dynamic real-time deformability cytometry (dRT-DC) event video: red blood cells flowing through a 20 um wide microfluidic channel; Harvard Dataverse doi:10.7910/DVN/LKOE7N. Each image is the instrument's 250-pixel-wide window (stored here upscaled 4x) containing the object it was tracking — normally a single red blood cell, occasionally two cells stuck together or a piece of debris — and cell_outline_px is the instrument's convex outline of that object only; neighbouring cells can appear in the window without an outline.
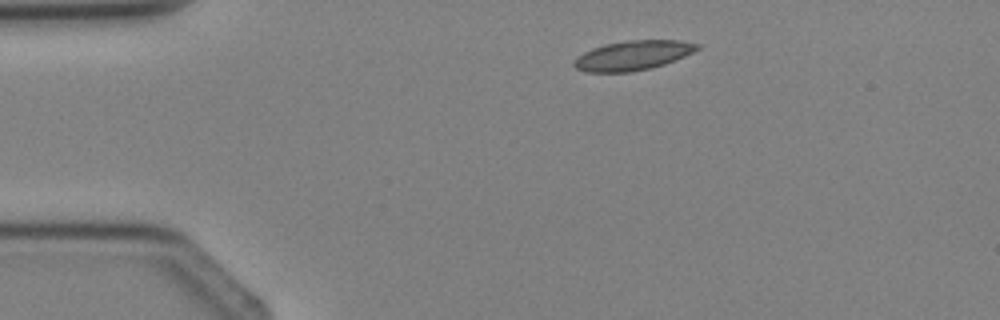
{"species": "Egyptian fruit bat (a non-hibernating species)", "species_latin": "Rousettus aegyptiacus", "temperature_condition": "cold", "stored_images_in_passage": 2, "camera_frame_rate_fps": 3000, "um_per_image_px": 0.085, "animal": {"sex": "female"}, "frame": {"image": 1, "passage_image": 1, "time_ms": 0.0, "image_size_px": [1000, 320], "cell_outline_px": [[700, 48], [684, 56], [664, 64], [652, 68], [632, 72], [584, 72], [576, 68], [572, 64], [572, 60], [584, 52], [592, 48], [604, 44], [628, 40], [680, 40], [700, 44]], "centroid_in_image_um": [53.76, 4.71], "position_along_channel_um": 31.2, "area_um2": 21.33}}